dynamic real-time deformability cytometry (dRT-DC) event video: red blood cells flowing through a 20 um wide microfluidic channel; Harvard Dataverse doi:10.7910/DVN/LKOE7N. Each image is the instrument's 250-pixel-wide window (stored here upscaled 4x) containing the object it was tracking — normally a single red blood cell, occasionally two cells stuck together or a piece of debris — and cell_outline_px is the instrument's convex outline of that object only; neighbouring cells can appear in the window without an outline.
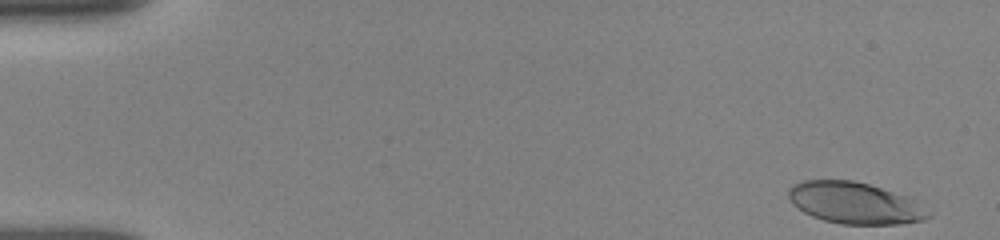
{"species": "human", "species_latin": "Homo sapiens", "temperature_condition": "room temperature", "stored_images_in_passage": 21, "camera_frame_rate_fps": 3000, "um_per_image_px": 0.085, "donor": {"sex": "female"}, "frame": {"image": 1, "passage_image": 1, "time_ms": 0.0, "image_size_px": [1000, 240], "cell_outline_px": [[932, 216], [924, 220], [900, 224], [840, 224], [824, 220], [812, 216], [804, 212], [792, 204], [788, 196], [788, 188], [804, 180], [852, 180], [868, 184], [904, 196], [912, 200], [932, 212]], "centroid_in_image_um": [72.64, 17.27], "position_along_channel_um": 12.4, "area_um2": 33.58}}
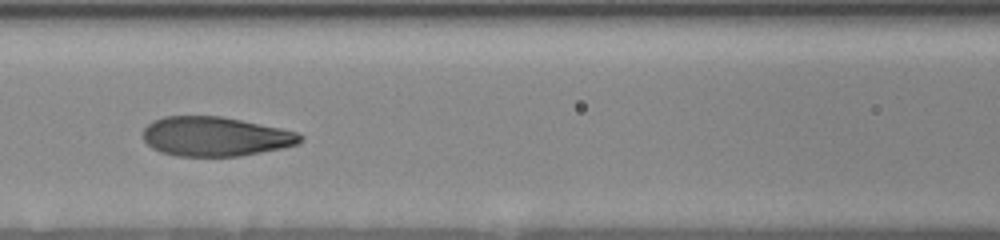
{"frame": {"image": 2, "passage_image": 15, "time_ms": 7.0, "image_size_px": [1000, 240], "cell_outline_px": [[304, 140], [300, 144], [240, 156], [176, 156], [160, 152], [152, 148], [144, 140], [144, 128], [152, 120], [164, 116], [220, 116], [300, 132], [304, 136]], "centroid_in_image_um": [18.32, 11.6], "position_along_channel_um": 148.3, "area_um2": 36.18}}
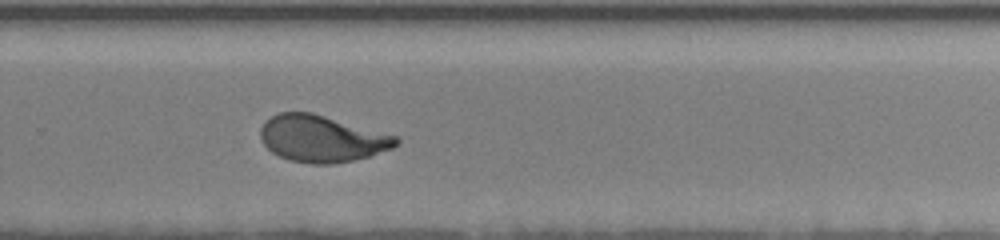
{"frame": {"image": 3, "passage_image": 21, "time_ms": 11.0, "image_size_px": [1000, 240], "cell_outline_px": [[400, 140], [392, 148], [368, 156], [352, 160], [332, 164], [312, 164], [288, 160], [272, 152], [260, 140], [260, 128], [264, 120], [276, 112], [312, 112], [396, 136]], "centroid_in_image_um": [27.28, 11.77], "position_along_channel_um": 302.5, "area_um2": 36.82}}